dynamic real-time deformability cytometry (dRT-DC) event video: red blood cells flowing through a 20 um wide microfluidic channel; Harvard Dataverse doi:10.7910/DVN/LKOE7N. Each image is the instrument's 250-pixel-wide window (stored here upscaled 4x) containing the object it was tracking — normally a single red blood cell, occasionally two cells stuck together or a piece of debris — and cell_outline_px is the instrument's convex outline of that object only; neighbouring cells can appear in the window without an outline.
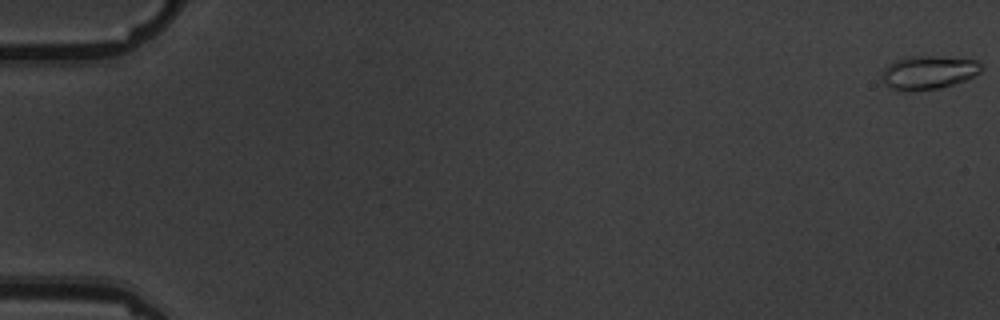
{"species": "common noctule bat (a hibernating species)", "species_latin": "Nyctalus noctula", "temperature_condition": "warm", "stored_images_in_passage": 6, "camera_frame_rate_fps": 3000, "um_per_image_px": 0.085, "animal": {"sex": "male", "body_mass_g": 19.5, "forearm_length_mm": 54.6}, "frame": {"image": 1, "passage_image": 1, "time_ms": 0.0, "image_size_px": [1000, 320], "cell_outline_px": [[980, 72], [964, 80], [940, 88], [896, 92], [884, 84], [880, 80], [880, 76], [884, 68], [888, 64], [896, 60], [908, 56], [936, 56], [976, 60], [980, 64]], "centroid_in_image_um": [78.81, 6.17], "position_along_channel_um": 6.2, "area_um2": 19.48}}
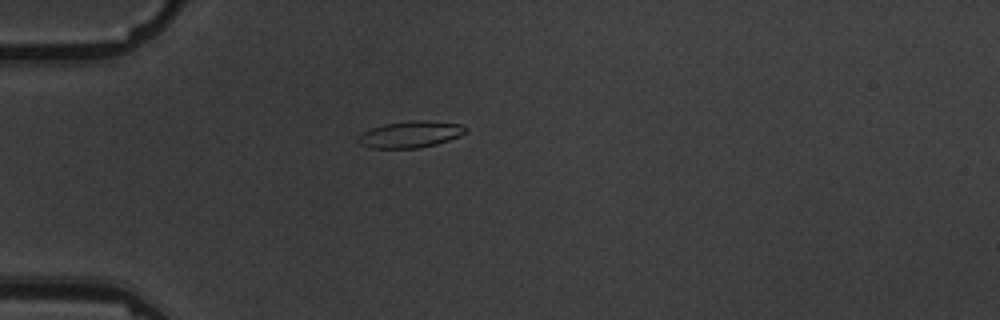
{"frame": {"image": 2, "passage_image": 6, "time_ms": 5.667, "image_size_px": [1000, 320], "cell_outline_px": [[468, 132], [460, 136], [436, 144], [420, 148], [372, 148], [360, 144], [356, 140], [356, 136], [372, 128], [384, 124], [408, 120], [424, 120], [464, 124], [468, 128]], "centroid_in_image_um": [34.92, 11.41], "position_along_channel_um": 50.1, "area_um2": 16.88}}